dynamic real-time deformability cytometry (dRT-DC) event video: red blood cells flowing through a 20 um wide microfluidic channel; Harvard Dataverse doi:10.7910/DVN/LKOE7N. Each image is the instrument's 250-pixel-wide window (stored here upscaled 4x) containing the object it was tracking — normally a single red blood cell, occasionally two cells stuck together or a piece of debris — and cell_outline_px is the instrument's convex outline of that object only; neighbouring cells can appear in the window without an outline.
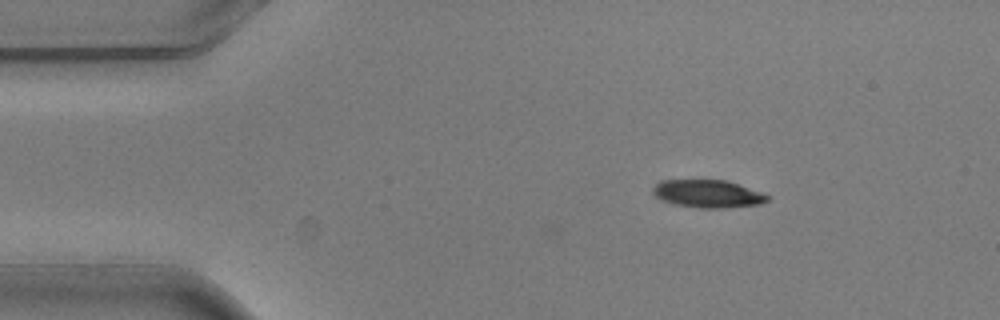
{"species": "common noctule bat (a hibernating species)", "species_latin": "Nyctalus noctula", "temperature_condition": "warm", "stored_images_in_passage": 3, "camera_frame_rate_fps": 3000, "um_per_image_px": 0.085, "animal": {"sex": "male", "body_mass_g": 20.5, "forearm_length_mm": 52.5}, "frame": {"image": 1, "passage_image": 3, "time_ms": 0.667, "image_size_px": [1000, 320], "cell_outline_px": [[768, 200], [760, 204], [724, 208], [700, 208], [676, 204], [664, 200], [656, 196], [652, 192], [652, 188], [660, 180], [728, 180], [760, 192], [768, 196]], "centroid_in_image_um": [60.15, 16.46], "position_along_channel_um": 24.8, "area_um2": 18.32}}